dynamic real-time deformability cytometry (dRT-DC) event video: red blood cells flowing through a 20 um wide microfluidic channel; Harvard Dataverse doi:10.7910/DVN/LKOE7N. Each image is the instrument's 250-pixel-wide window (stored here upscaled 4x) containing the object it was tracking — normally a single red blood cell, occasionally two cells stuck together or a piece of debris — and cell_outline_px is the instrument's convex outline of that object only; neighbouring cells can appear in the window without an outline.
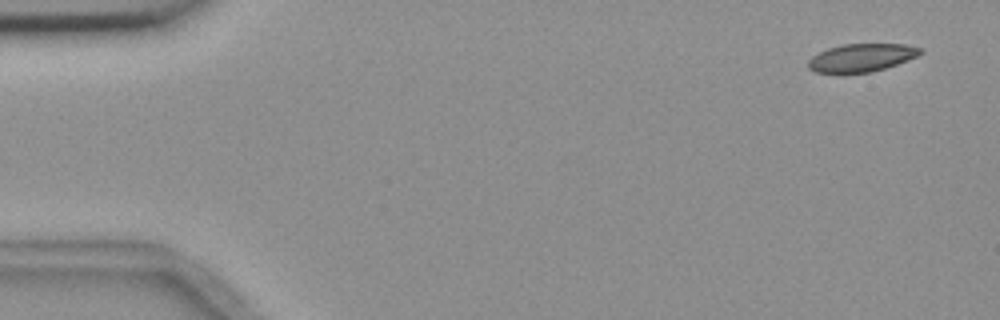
{"species": "common noctule bat (a hibernating species)", "species_latin": "Nyctalus noctula", "temperature_condition": "room temperature", "stored_images_in_passage": 6, "camera_frame_rate_fps": 3000, "um_per_image_px": 0.085, "animal": {"sex": "female", "body_mass_g": 18.4}, "frame": {"image": 1, "passage_image": 1, "time_ms": 0.0, "image_size_px": [1000, 320], "cell_outline_px": [[924, 52], [916, 56], [896, 64], [872, 72], [816, 72], [808, 68], [808, 60], [812, 56], [828, 48], [844, 44], [904, 44], [920, 48]], "centroid_in_image_um": [73.21, 4.89], "position_along_channel_um": 11.8, "area_um2": 17.92}}
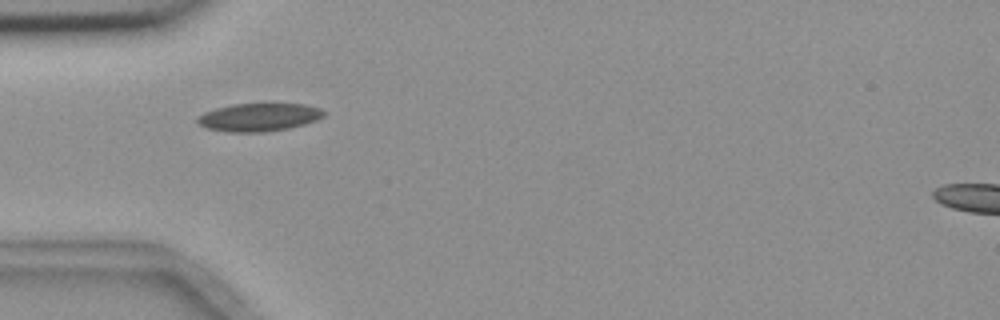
{"frame": {"image": 2, "passage_image": 5, "time_ms": 4.667, "image_size_px": [1000, 320], "cell_outline_px": [[328, 112], [324, 116], [316, 120], [304, 124], [288, 128], [260, 132], [228, 132], [208, 128], [200, 124], [196, 120], [196, 116], [204, 112], [216, 108], [232, 104], [272, 100], [304, 104], [320, 108]], "centroid_in_image_um": [22.06, 9.9], "position_along_channel_um": 62.9, "area_um2": 21.62}}